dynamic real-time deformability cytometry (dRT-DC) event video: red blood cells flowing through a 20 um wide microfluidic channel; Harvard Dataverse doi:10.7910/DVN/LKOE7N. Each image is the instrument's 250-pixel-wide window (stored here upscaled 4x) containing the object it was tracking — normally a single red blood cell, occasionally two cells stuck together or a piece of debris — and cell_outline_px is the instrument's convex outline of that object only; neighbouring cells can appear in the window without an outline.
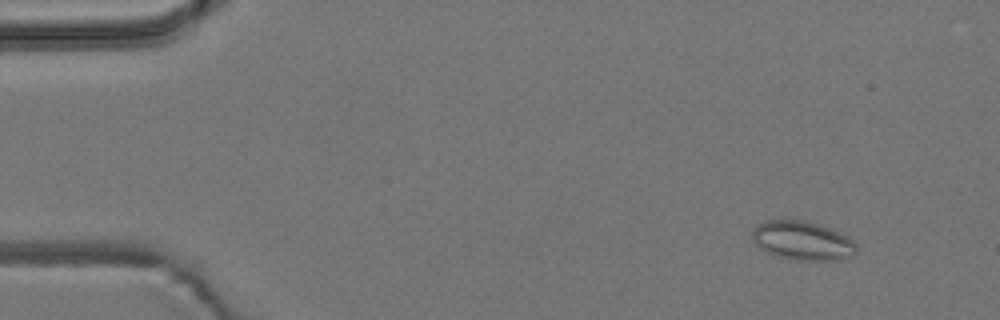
{"species": "common noctule bat (a hibernating species)", "species_latin": "Nyctalus noctula", "temperature_condition": "room temperature", "stored_images_in_passage": 4, "camera_frame_rate_fps": 3000, "um_per_image_px": 0.085, "animal": {"sex": "male", "body_mass_g": 19.2, "forearm_length_mm": 51.8}, "frame": {"image": 1, "passage_image": 2, "time_ms": 1.333, "image_size_px": [1000, 320], "cell_outline_px": [[856, 252], [852, 256], [840, 260], [800, 260], [780, 256], [768, 252], [760, 248], [752, 240], [752, 232], [764, 220], [804, 220], [828, 228], [848, 236], [856, 244]], "centroid_in_image_um": [68.23, 20.46], "position_along_channel_um": 16.8, "area_um2": 23.29}}